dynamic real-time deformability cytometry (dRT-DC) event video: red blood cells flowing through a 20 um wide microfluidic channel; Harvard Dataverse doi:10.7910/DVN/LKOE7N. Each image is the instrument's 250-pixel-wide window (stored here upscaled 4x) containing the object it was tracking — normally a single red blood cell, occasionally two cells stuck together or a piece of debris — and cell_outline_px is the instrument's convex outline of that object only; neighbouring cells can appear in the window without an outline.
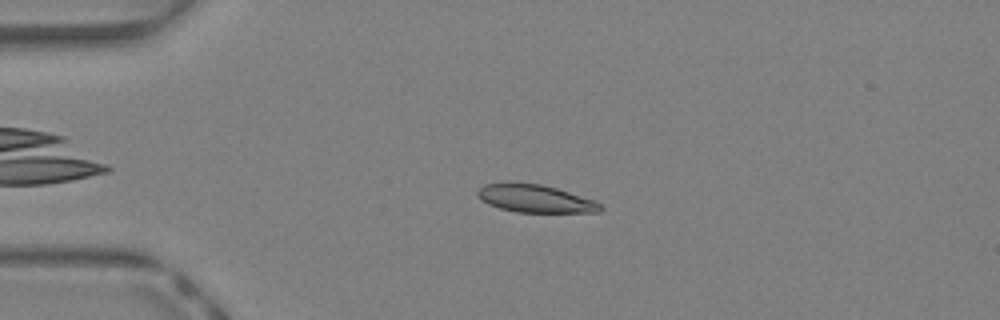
{"species": "Egyptian fruit bat (a non-hibernating species)", "species_latin": "Rousettus aegyptiacus", "temperature_condition": "warm", "stored_images_in_passage": 42, "camera_frame_rate_fps": 3000, "um_per_image_px": 0.085, "animal": {"sex": "female"}, "frame": {"image": 1, "passage_image": 10, "time_ms": 3.0, "image_size_px": [1000, 320], "cell_outline_px": [[604, 208], [600, 212], [516, 212], [500, 208], [488, 204], [480, 200], [476, 196], [476, 192], [484, 184], [540, 184], [556, 188], [596, 200]], "centroid_in_image_um": [45.52, 16.9], "position_along_channel_um": 39.5, "area_um2": 19.59}}
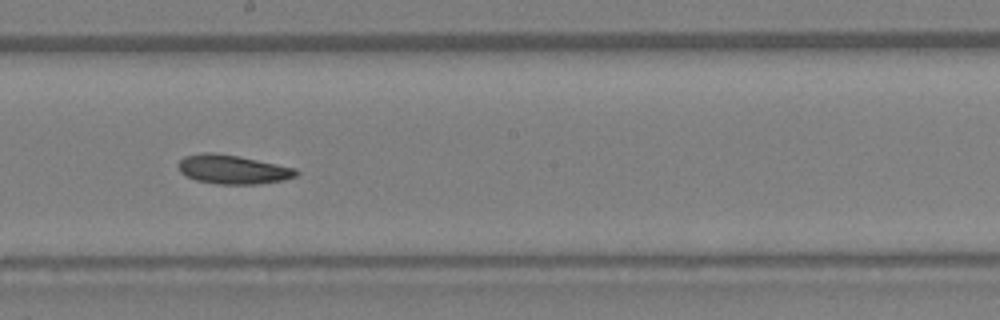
{"frame": {"image": 2, "passage_image": 24, "time_ms": 7.667, "image_size_px": [1000, 320], "cell_outline_px": [[300, 172], [296, 176], [284, 180], [260, 184], [216, 184], [196, 180], [180, 172], [176, 164], [184, 156], [204, 152], [212, 152], [236, 156], [296, 168]], "centroid_in_image_um": [19.77, 14.41], "position_along_channel_um": 228.4, "area_um2": 19.88}}
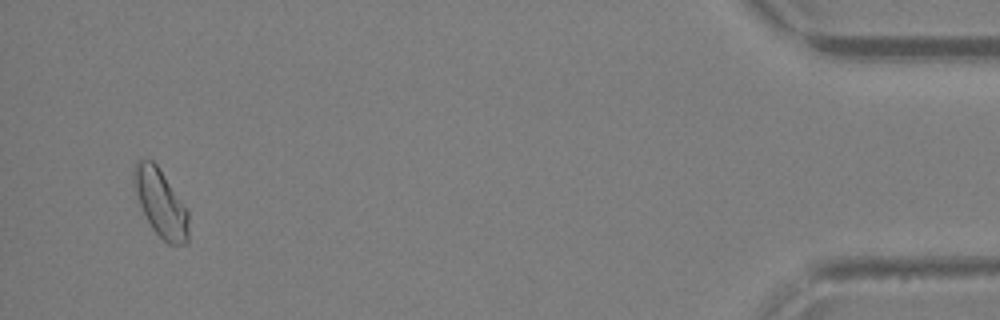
{"frame": {"image": 3, "passage_image": 41, "time_ms": 13.333, "image_size_px": [1000, 320], "cell_outline_px": [[188, 244], [168, 244], [152, 228], [140, 204], [132, 184], [132, 168], [136, 160], [152, 160], [160, 168], [188, 212]], "centroid_in_image_um": [13.63, 17.22], "position_along_channel_um": 421.6, "area_um2": 21.33}, "authors_computed_cell_mechanics": {"area_um2": 19.8254, "velocity_mm_per_s": 4.7969, "shape_relaxation_time_tau1_ms": 2.8923, "shape_relaxation_time_tau2_ms": 3.8074, "deformation_change_tau1": 0.1065, "deformation_change_tau2": 0.1191}}